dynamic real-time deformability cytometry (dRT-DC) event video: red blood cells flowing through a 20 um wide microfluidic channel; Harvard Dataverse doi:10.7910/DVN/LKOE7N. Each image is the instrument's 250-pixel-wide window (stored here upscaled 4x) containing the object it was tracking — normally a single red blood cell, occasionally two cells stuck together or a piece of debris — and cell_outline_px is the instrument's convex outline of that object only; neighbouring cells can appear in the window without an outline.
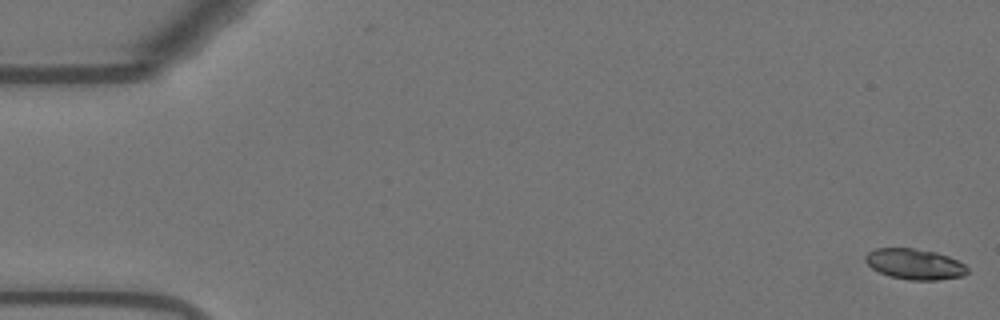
{"species": "Egyptian fruit bat (a non-hibernating species)", "species_latin": "Rousettus aegyptiacus", "temperature_condition": "warm", "stored_images_in_passage": 56, "camera_frame_rate_fps": 3000, "um_per_image_px": 0.085, "animal": {"sex": "female"}, "frame": {"image": 1, "passage_image": 1, "time_ms": 0.0, "image_size_px": [1000, 320], "cell_outline_px": [[968, 272], [964, 276], [936, 280], [908, 280], [888, 276], [872, 268], [864, 260], [864, 256], [868, 252], [876, 248], [916, 248], [936, 252], [948, 256], [964, 264], [968, 268]], "centroid_in_image_um": [77.74, 22.45], "position_along_channel_um": 7.3, "area_um2": 18.32}}
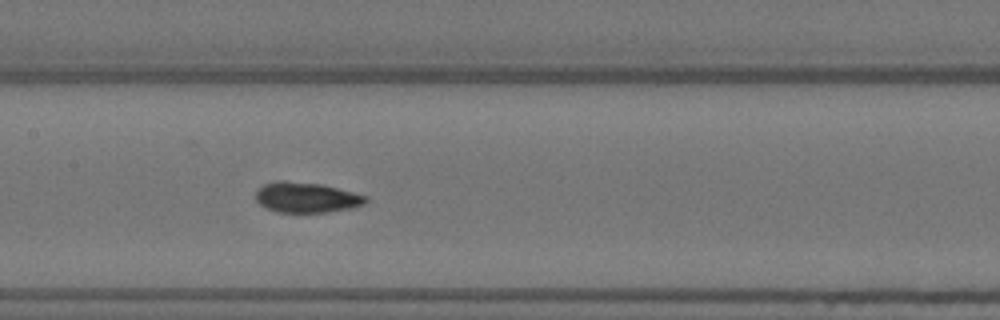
{"frame": {"image": 2, "passage_image": 27, "time_ms": 8.667, "image_size_px": [1000, 320], "cell_outline_px": [[368, 200], [364, 204], [352, 208], [328, 212], [276, 212], [260, 204], [256, 200], [256, 192], [264, 184], [276, 180], [284, 180], [320, 184], [368, 196]], "centroid_in_image_um": [26.05, 16.78], "position_along_channel_um": 181.4, "area_um2": 19.36}}
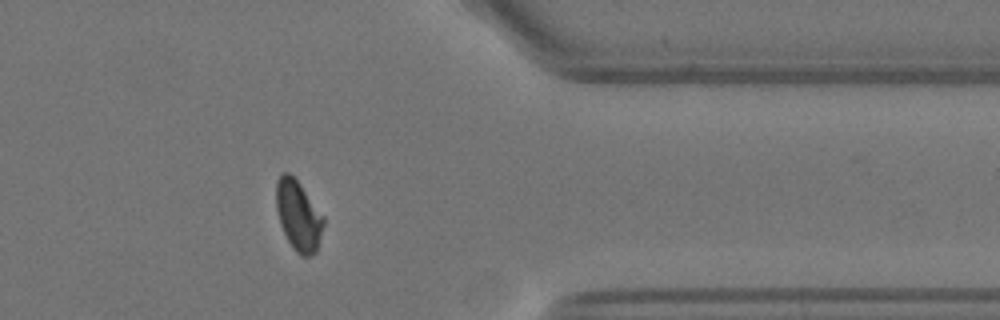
{"frame": {"image": 3, "passage_image": 45, "time_ms": 14.667, "image_size_px": [1000, 320], "cell_outline_px": [[324, 224], [316, 252], [308, 256], [300, 256], [292, 248], [280, 224], [276, 208], [276, 180], [280, 172], [288, 172], [300, 184], [324, 216]], "centroid_in_image_um": [25.35, 18.31], "position_along_channel_um": 386.1, "area_um2": 19.36}, "authors_computed_cell_mechanics": {"area_um2": 19.363, "velocity_mm_per_s": 3.6751, "shape_relaxation_time_tau1_ms": 4.6891, "shape_relaxation_time_tau2_ms": 1.1844, "deformation_change_tau1": 0.14, "deformation_change_tau2": 0.0552}}